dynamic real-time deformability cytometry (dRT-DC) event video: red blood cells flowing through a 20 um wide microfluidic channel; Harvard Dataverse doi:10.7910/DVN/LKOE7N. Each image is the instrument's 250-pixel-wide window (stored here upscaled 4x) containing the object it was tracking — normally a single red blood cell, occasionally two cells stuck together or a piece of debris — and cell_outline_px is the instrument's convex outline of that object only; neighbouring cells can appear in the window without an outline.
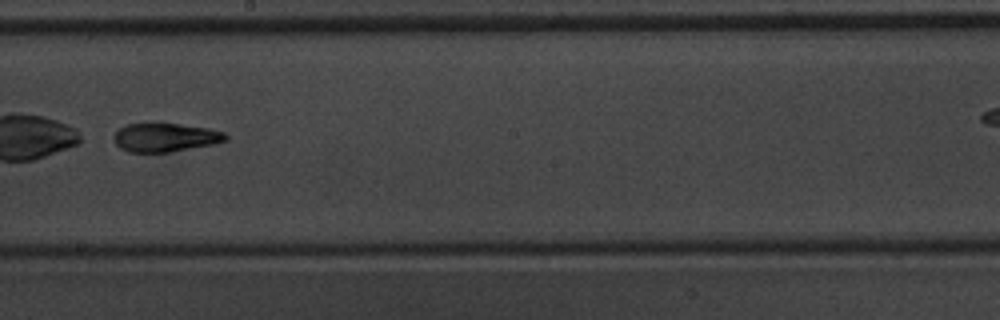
{"species": "common noctule bat (a hibernating species)", "species_latin": "Nyctalus noctula", "temperature_condition": "warm", "stored_images_in_passage": 11, "segment_of_instrument_passage": [1, 2], "camera_frame_rate_fps": 3000, "um_per_image_px": 0.085, "animal": {"sex": "male", "body_mass_g": 20.1, "forearm_length_mm": 53.5}, "frame": {"image": 1, "passage_image": 10, "time_ms": 3.0, "image_size_px": [1000, 320], "cell_outline_px": [[228, 140], [212, 144], [168, 152], [128, 152], [120, 148], [116, 144], [112, 136], [120, 128], [128, 124], [180, 124], [208, 128], [224, 132], [228, 136]], "centroid_in_image_um": [14.04, 11.69], "position_along_channel_um": 234.2, "area_um2": 18.44}}